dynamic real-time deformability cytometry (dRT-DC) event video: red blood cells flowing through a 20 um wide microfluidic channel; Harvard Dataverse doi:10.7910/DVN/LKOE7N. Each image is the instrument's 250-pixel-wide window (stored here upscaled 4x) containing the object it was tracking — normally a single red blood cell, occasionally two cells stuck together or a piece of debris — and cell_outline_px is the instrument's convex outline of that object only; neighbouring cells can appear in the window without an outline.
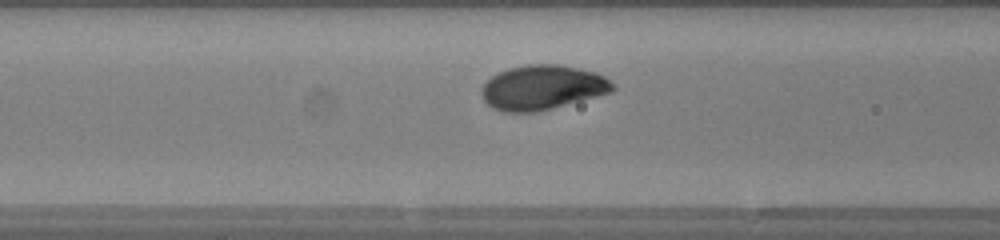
{"species": "human", "species_latin": "Homo sapiens", "temperature_condition": "warm", "stored_images_in_passage": 30, "camera_frame_rate_fps": 3000, "um_per_image_px": 0.085, "donor": {"sex": "female"}, "frame": {"image": 1, "passage_image": 10, "time_ms": 3.0, "image_size_px": [1000, 240], "cell_outline_px": [[616, 88], [612, 92], [540, 112], [504, 112], [492, 108], [484, 100], [480, 92], [484, 84], [492, 76], [508, 68], [528, 64], [560, 64], [596, 72], [604, 76]], "centroid_in_image_um": [46.11, 7.44], "position_along_channel_um": 120.5, "area_um2": 34.22}}
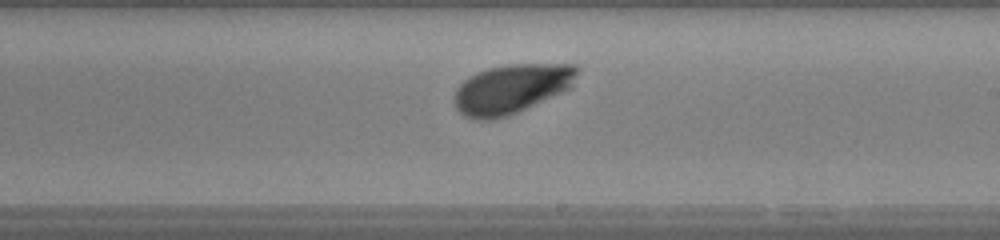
{"frame": {"image": 2, "passage_image": 19, "time_ms": 6.0, "image_size_px": [1000, 240], "cell_outline_px": [[576, 72], [572, 88], [508, 116], [492, 120], [476, 120], [464, 116], [456, 108], [452, 100], [456, 88], [464, 80], [476, 72], [488, 68], [508, 64], [576, 64]], "centroid_in_image_um": [43.43, 7.56], "position_along_channel_um": 245.6, "area_um2": 35.49}}
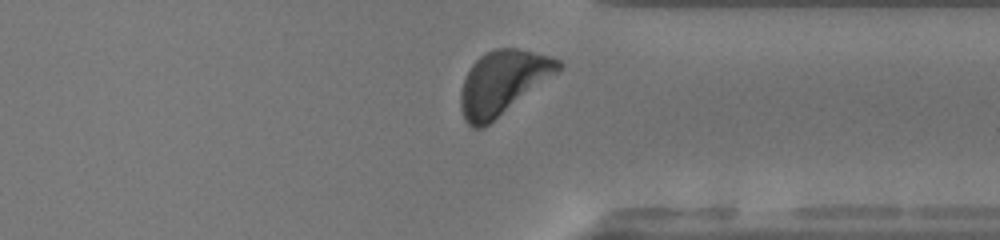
{"frame": {"image": 3, "passage_image": 28, "time_ms": 9.0, "image_size_px": [1000, 240], "cell_outline_px": [[564, 68], [484, 128], [472, 128], [464, 120], [460, 108], [460, 92], [464, 76], [472, 64], [480, 56], [496, 48], [516, 48], [548, 56], [560, 60], [564, 64]], "centroid_in_image_um": [42.72, 7.04], "position_along_channel_um": 368.7, "area_um2": 36.47}}